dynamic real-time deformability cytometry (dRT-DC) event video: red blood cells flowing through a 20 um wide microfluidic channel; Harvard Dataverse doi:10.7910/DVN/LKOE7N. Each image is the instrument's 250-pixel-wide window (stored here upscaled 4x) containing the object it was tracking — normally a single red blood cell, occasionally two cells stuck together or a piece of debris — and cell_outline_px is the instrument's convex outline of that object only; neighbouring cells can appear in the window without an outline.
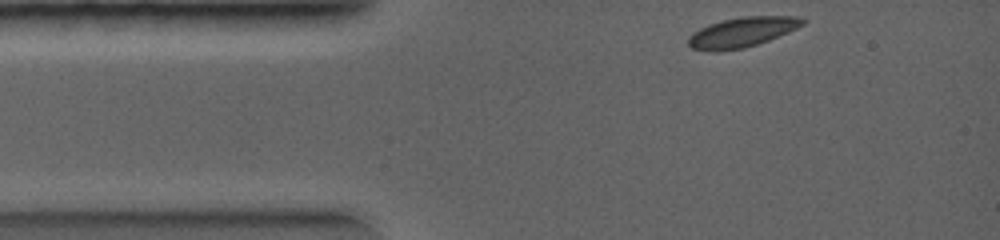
{"species": "common noctule bat (a hibernating species)", "species_latin": "Nyctalus noctula", "temperature_condition": "warm", "stored_images_in_passage": 41, "camera_frame_rate_fps": 5000, "um_per_image_px": 0.085, "animal": {"sex": "female", "body_mass_g": 19.0, "forearm_length_mm": 56.7}, "frame": {"image": 1, "passage_image": 1, "time_ms": 0.0, "image_size_px": [1000, 240], "cell_outline_px": [[808, 20], [804, 24], [788, 32], [768, 40], [744, 48], [716, 52], [712, 52], [692, 48], [688, 44], [688, 36], [692, 32], [708, 24], [740, 16], [796, 16]], "centroid_in_image_um": [63.05, 2.73], "position_along_channel_um": 21.9, "area_um2": 20.0}}
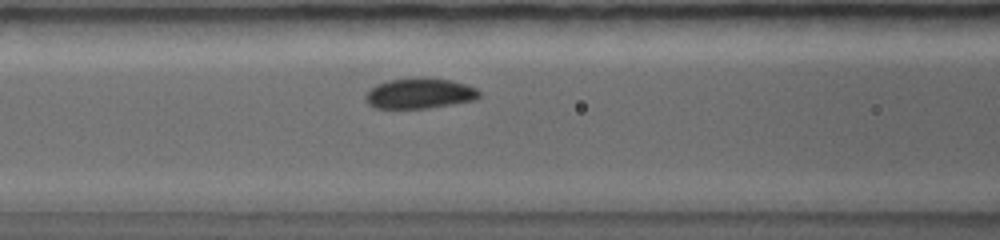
{"frame": {"image": 2, "passage_image": 9, "time_ms": 2.4, "image_size_px": [1000, 240], "cell_outline_px": [[480, 96], [476, 100], [428, 108], [376, 108], [368, 104], [364, 96], [376, 84], [388, 80], [420, 76], [448, 80], [468, 84], [476, 88], [480, 92]], "centroid_in_image_um": [35.68, 7.92], "position_along_channel_um": 130.9, "area_um2": 20.35}}
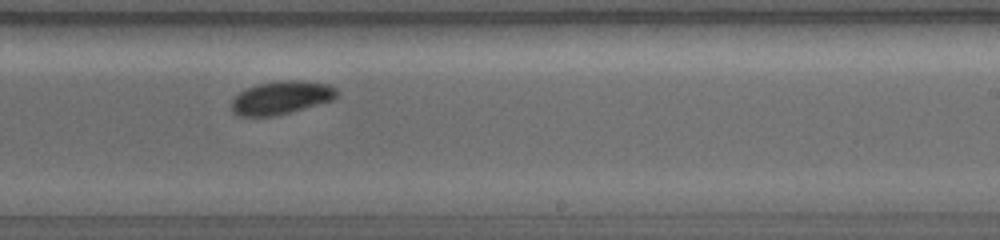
{"frame": {"image": 3, "passage_image": 23, "time_ms": 4.6, "image_size_px": [1000, 240], "cell_outline_px": [[336, 96], [332, 100], [288, 112], [272, 116], [240, 116], [232, 112], [232, 100], [240, 92], [248, 88], [260, 84], [280, 80], [304, 80], [332, 84], [336, 88]], "centroid_in_image_um": [23.92, 8.28], "position_along_channel_um": 265.1, "area_um2": 20.11}}